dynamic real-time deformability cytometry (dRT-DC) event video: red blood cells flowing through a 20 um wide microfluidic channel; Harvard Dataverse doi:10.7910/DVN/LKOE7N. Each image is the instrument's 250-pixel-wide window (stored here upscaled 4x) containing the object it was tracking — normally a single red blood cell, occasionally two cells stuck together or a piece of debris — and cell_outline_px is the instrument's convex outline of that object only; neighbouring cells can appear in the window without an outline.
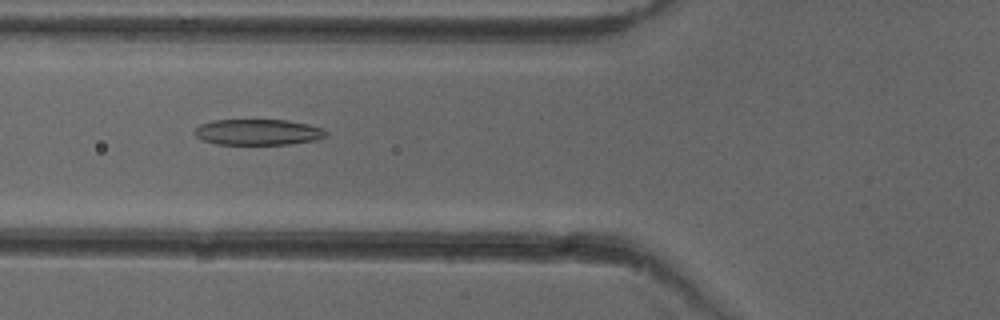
{"species": "common noctule bat (a hibernating species)", "species_latin": "Nyctalus noctula", "temperature_condition": "cold", "stored_images_in_passage": 37, "camera_frame_rate_fps": 3000, "um_per_image_px": 0.085, "animal": {"sex": "female"}, "frame": {"image": 1, "passage_image": 5, "time_ms": 1.333, "image_size_px": [1000, 320], "cell_outline_px": [[328, 136], [316, 140], [288, 144], [216, 144], [200, 140], [192, 132], [200, 124], [212, 120], [288, 120], [308, 124], [324, 128], [328, 132]], "centroid_in_image_um": [21.93, 11.23], "position_along_channel_um": 103.9, "area_um2": 20.06}}
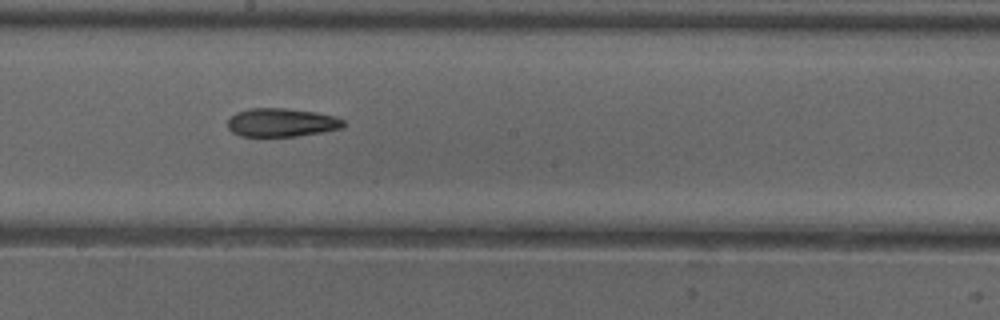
{"frame": {"image": 2, "passage_image": 14, "time_ms": 4.333, "image_size_px": [1000, 320], "cell_outline_px": [[344, 128], [296, 136], [240, 136], [232, 132], [228, 128], [228, 120], [236, 112], [248, 108], [284, 108], [316, 112], [336, 116], [344, 120]], "centroid_in_image_um": [23.93, 10.41], "position_along_channel_um": 224.3, "area_um2": 19.25}}
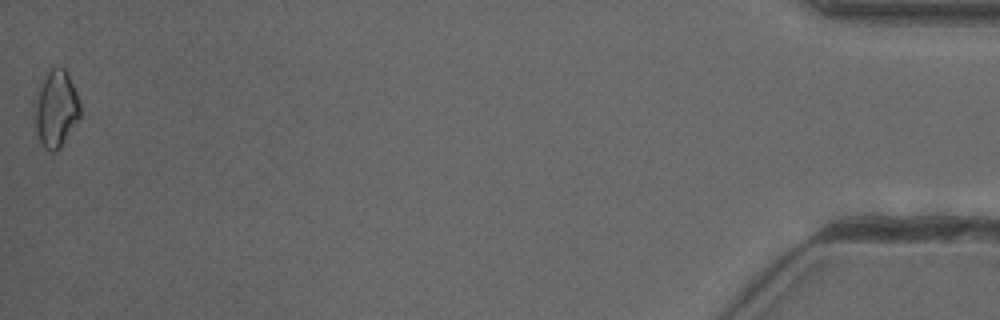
{"frame": {"image": 3, "passage_image": 37, "time_ms": 12.0, "image_size_px": [1000, 320], "cell_outline_px": [[80, 116], [60, 148], [56, 152], [48, 152], [44, 148], [36, 132], [36, 104], [40, 88], [48, 72], [56, 64], [64, 68], [80, 100]], "centroid_in_image_um": [4.79, 9.28], "position_along_channel_um": 430.4, "area_um2": 19.77}, "authors_computed_cell_mechanics": {"area_um2": 19.363, "velocity_mm_per_s": 3.9945, "shape_relaxation_time_tau1_ms": null, "shape_relaxation_time_tau2_ms": 8.5411, "deformation_change_tau1": null, "deformation_change_tau2": 0.1997}}